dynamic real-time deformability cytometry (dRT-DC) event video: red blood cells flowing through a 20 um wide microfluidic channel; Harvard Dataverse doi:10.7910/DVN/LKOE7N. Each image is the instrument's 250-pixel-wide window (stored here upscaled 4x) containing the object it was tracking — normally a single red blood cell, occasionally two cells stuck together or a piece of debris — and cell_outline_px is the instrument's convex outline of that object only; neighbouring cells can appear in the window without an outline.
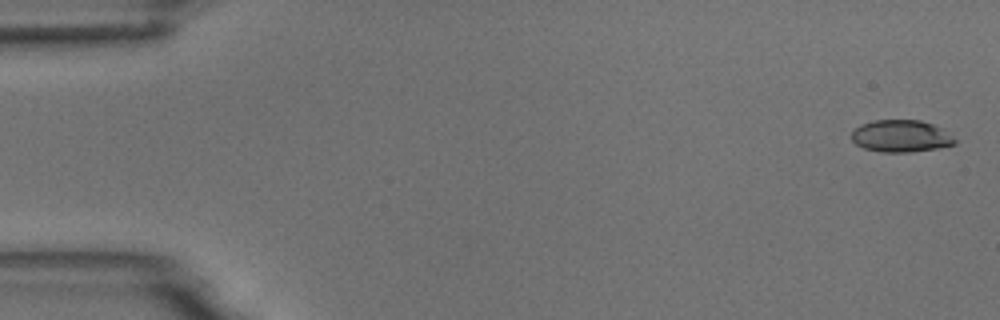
{"species": "common noctule bat (a hibernating species)", "species_latin": "Nyctalus noctula", "temperature_condition": "room temperature", "stored_images_in_passage": 5, "camera_frame_rate_fps": 3000, "um_per_image_px": 0.085, "animal": {"sex": "male", "body_mass_g": 18.8}, "frame": {"image": 1, "passage_image": 1, "time_ms": 0.0, "image_size_px": [1000, 320], "cell_outline_px": [[956, 144], [936, 148], [912, 152], [880, 152], [864, 148], [856, 144], [852, 140], [852, 132], [860, 124], [872, 120], [920, 120], [932, 124], [940, 128], [952, 136], [956, 140]], "centroid_in_image_um": [76.56, 11.57], "position_along_channel_um": 8.4, "area_um2": 19.25}}
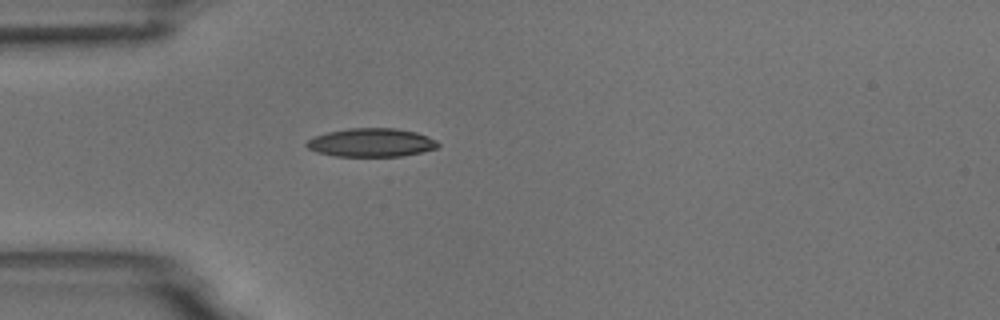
{"frame": {"image": 2, "passage_image": 5, "time_ms": 4.667, "image_size_px": [1000, 320], "cell_outline_px": [[440, 144], [436, 148], [404, 156], [336, 156], [316, 152], [308, 148], [304, 144], [308, 140], [316, 136], [328, 132], [348, 128], [396, 128], [416, 132], [428, 136], [436, 140]], "centroid_in_image_um": [31.56, 12.11], "position_along_channel_um": 53.4, "area_um2": 21.79}}